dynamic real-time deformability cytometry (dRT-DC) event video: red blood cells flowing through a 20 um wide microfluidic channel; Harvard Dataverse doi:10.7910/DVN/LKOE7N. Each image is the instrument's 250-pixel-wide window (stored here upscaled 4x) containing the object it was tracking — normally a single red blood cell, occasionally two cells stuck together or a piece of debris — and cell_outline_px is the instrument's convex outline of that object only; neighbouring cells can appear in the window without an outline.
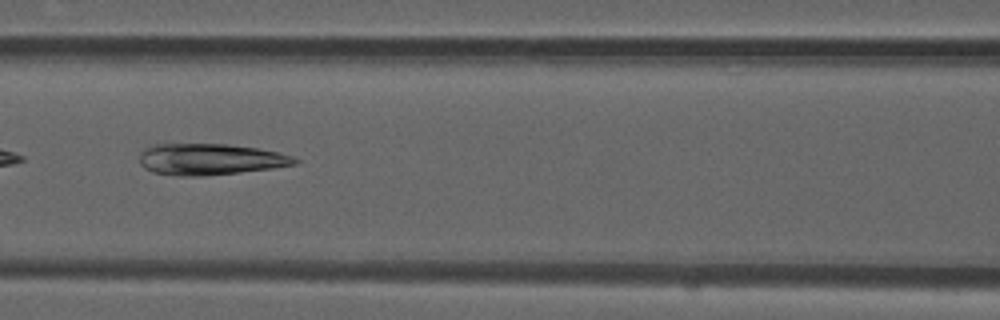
{"species": "common noctule bat (a hibernating species)", "species_latin": "Nyctalus noctula", "temperature_condition": "room temperature", "stored_images_in_passage": 51, "camera_frame_rate_fps": 3000, "um_per_image_px": 0.085, "animal": {"sex": "male", "forearm_length_mm": 52.5}, "frame": {"image": 1, "passage_image": 22, "time_ms": 7.0, "image_size_px": [1000, 320], "cell_outline_px": [[300, 160], [296, 164], [272, 168], [204, 176], [176, 176], [152, 172], [144, 168], [140, 164], [140, 152], [148, 144], [228, 144], [256, 148], [276, 152], [292, 156]], "centroid_in_image_um": [17.79, 13.54], "position_along_channel_um": 148.8, "area_um2": 28.44}, "authors_computed_cell_mechanics": {"area_um2": 26.877, "velocity_mm_per_s": 3.9099, "shape_relaxation_time_tau1_ms": null, "shape_relaxation_time_tau2_ms": 9.2809, "deformation_change_tau1": null, "deformation_change_tau2": 0.0995}}